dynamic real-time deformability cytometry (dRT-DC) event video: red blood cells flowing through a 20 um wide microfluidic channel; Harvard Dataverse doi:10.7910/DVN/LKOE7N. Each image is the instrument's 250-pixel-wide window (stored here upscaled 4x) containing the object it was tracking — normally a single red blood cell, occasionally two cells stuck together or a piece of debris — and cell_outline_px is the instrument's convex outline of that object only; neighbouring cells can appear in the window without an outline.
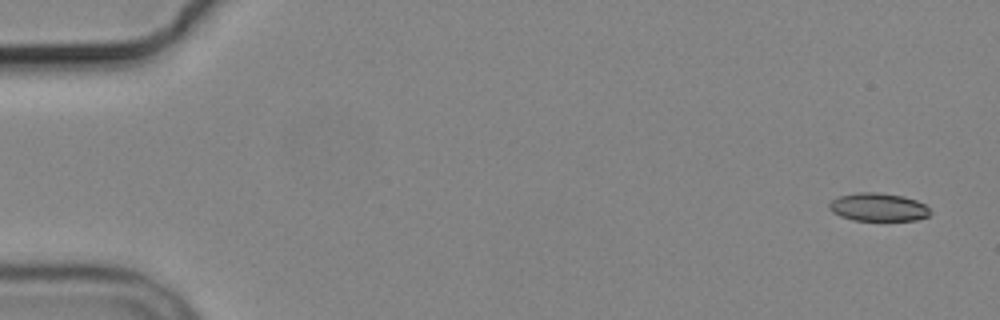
{"species": "common noctule bat (a hibernating species)", "species_latin": "Nyctalus noctula", "temperature_condition": "cold", "stored_images_in_passage": 5, "camera_frame_rate_fps": 3000, "um_per_image_px": 0.085, "animal": {"sex": "male", "body_mass_g": 19.2, "forearm_length_mm": 51.8}, "frame": {"image": 1, "passage_image": 1, "time_ms": 0.0, "image_size_px": [1000, 320], "cell_outline_px": [[932, 212], [928, 216], [916, 220], [852, 220], [840, 216], [832, 212], [828, 208], [828, 204], [832, 200], [840, 196], [860, 192], [876, 192], [904, 196], [916, 200], [924, 204]], "centroid_in_image_um": [74.64, 17.61], "position_along_channel_um": 10.4, "area_um2": 16.53}}
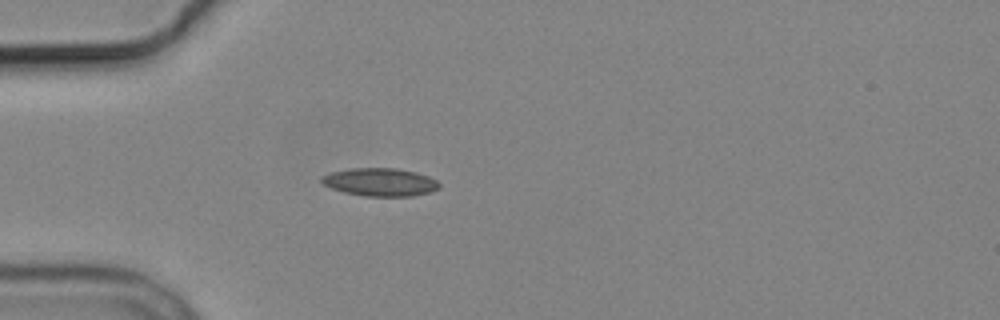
{"frame": {"image": 2, "passage_image": 5, "time_ms": 4.667, "image_size_px": [1000, 320], "cell_outline_px": [[440, 188], [432, 192], [412, 196], [368, 196], [344, 192], [332, 188], [324, 184], [320, 180], [320, 176], [328, 172], [352, 168], [396, 168], [416, 172], [428, 176], [436, 180], [440, 184]], "centroid_in_image_um": [32.31, 15.47], "position_along_channel_um": 52.7, "area_um2": 19.31}}